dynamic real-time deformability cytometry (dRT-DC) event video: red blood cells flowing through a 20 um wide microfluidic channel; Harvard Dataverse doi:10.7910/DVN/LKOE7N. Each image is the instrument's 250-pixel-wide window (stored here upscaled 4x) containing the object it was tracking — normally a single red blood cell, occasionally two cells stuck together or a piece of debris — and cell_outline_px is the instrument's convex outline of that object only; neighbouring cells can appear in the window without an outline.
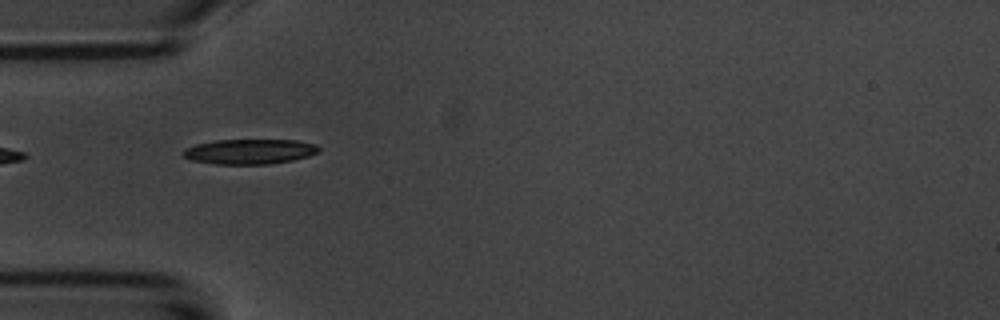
{"species": "common noctule bat (a hibernating species)", "species_latin": "Nyctalus noctula", "temperature_condition": "room temperature", "stored_images_in_passage": 6, "camera_frame_rate_fps": 3000, "um_per_image_px": 0.085, "animal": {"sex": "male", "body_mass_g": 20.1, "forearm_length_mm": 53.5}, "frame": {"image": 1, "passage_image": 5, "time_ms": 4.667, "image_size_px": [1000, 320], "cell_outline_px": [[320, 152], [308, 156], [292, 160], [268, 164], [216, 164], [192, 160], [184, 156], [184, 148], [196, 144], [216, 140], [296, 140], [316, 144], [320, 148]], "centroid_in_image_um": [21.25, 12.88], "position_along_channel_um": 63.8, "area_um2": 19.71}}